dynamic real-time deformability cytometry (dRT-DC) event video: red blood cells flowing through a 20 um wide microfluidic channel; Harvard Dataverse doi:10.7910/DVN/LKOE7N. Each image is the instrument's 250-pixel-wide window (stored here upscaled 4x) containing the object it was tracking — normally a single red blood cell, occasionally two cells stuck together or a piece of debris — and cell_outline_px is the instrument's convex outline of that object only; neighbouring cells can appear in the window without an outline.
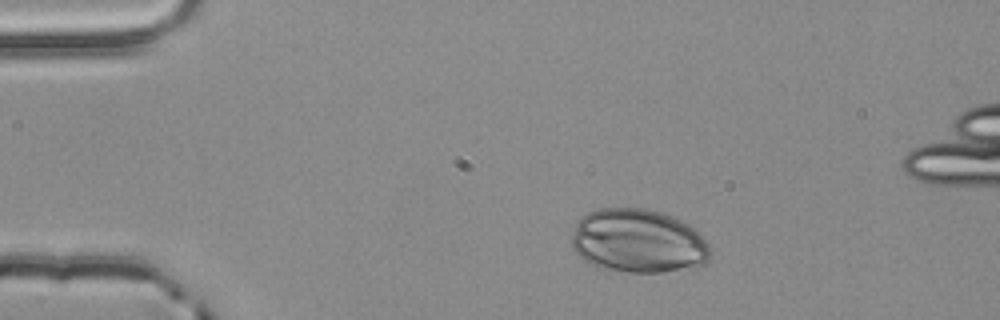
{"species": "common noctule bat (a hibernating species)", "species_latin": "Nyctalus noctula", "temperature_condition": "room temperature", "stored_images_in_passage": 51, "segment_of_instrument_passage": [1, 2], "camera_frame_rate_fps": 3000, "um_per_image_px": 0.085, "animal": {"sex": "male", "body_mass_g": 20.4}, "frame": {"image": 1, "passage_image": 6, "time_ms": 1.667, "image_size_px": [1000, 320], "cell_outline_px": [[712, 252], [708, 260], [704, 264], [664, 272], [628, 272], [600, 268], [584, 260], [572, 248], [572, 236], [576, 224], [580, 216], [588, 212], [600, 208], [644, 208], [660, 212], [672, 216], [688, 224], [712, 248]], "centroid_in_image_um": [54.22, 20.49], "position_along_channel_um": 30.8, "area_um2": 51.44}}
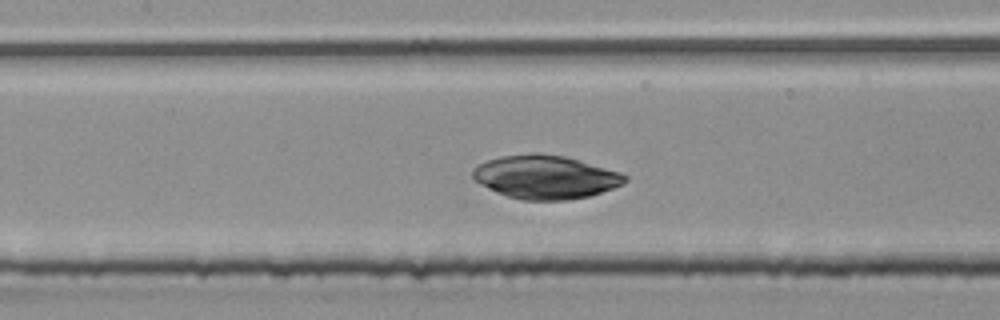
{"frame": {"image": 2, "passage_image": 21, "time_ms": 6.667, "image_size_px": [1000, 320], "cell_outline_px": [[628, 180], [624, 184], [588, 196], [568, 200], [520, 200], [496, 192], [480, 184], [472, 176], [472, 168], [488, 160], [500, 156], [532, 152], [536, 152], [564, 156], [580, 160], [620, 172], [628, 176]], "centroid_in_image_um": [46.36, 15.04], "position_along_channel_um": 161.0, "area_um2": 38.67}}
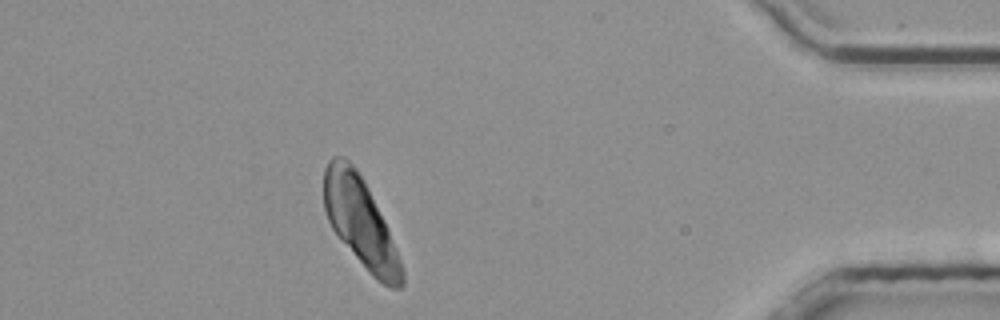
{"frame": {"image": 3, "passage_image": 44, "time_ms": 14.333, "image_size_px": [1000, 320], "cell_outline_px": [[404, 284], [400, 288], [392, 288], [376, 280], [368, 272], [332, 228], [328, 220], [324, 208], [324, 168], [328, 160], [332, 156], [344, 156], [356, 168], [384, 220], [400, 260], [404, 272]], "centroid_in_image_um": [30.62, 18.88], "position_along_channel_um": 404.6, "area_um2": 39.82}}